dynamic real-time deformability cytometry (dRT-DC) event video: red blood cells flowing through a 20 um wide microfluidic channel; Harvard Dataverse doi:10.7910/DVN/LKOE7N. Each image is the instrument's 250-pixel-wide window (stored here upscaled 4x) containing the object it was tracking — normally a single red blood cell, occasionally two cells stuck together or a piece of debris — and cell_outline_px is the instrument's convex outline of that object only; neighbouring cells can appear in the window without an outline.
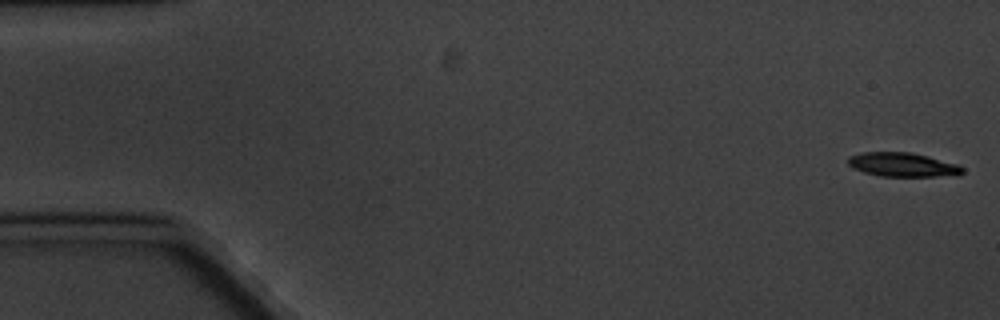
{"species": "common noctule bat (a hibernating species)", "species_latin": "Nyctalus noctula", "temperature_condition": "cold", "stored_images_in_passage": 5, "camera_frame_rate_fps": 3000, "um_per_image_px": 0.085, "animal": {"sex": "male", "body_mass_g": 20.1, "forearm_length_mm": 53.5}, "frame": {"image": 1, "passage_image": 1, "time_ms": 0.0, "image_size_px": [1000, 320], "cell_outline_px": [[964, 172], [956, 176], [880, 176], [864, 172], [852, 168], [848, 164], [848, 156], [860, 152], [912, 152], [960, 164], [964, 168]], "centroid_in_image_um": [76.76, 13.99], "position_along_channel_um": 8.2, "area_um2": 16.3}}
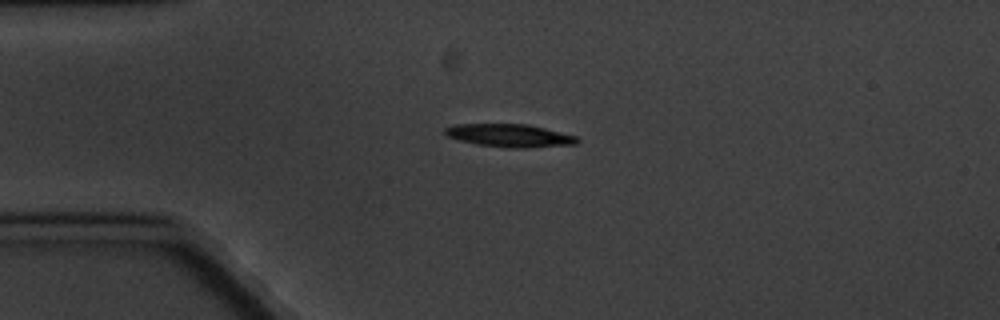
{"frame": {"image": 2, "passage_image": 4, "time_ms": 4.333, "image_size_px": [1000, 320], "cell_outline_px": [[580, 140], [576, 144], [524, 148], [512, 148], [476, 144], [460, 140], [448, 136], [444, 132], [444, 128], [452, 124], [528, 124], [576, 136]], "centroid_in_image_um": [43.3, 11.51], "position_along_channel_um": 41.7, "area_um2": 17.57}}